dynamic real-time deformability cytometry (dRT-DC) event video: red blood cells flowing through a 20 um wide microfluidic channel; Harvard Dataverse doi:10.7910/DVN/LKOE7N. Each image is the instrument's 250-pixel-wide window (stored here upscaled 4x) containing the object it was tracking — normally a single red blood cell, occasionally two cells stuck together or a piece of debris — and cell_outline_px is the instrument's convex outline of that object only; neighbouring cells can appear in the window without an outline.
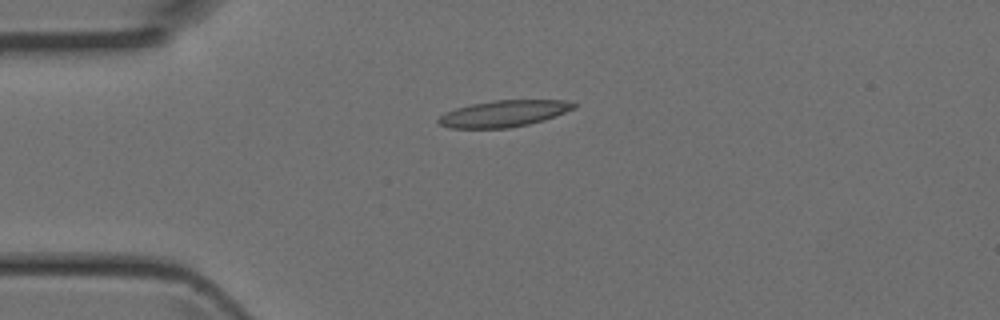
{"species": "Egyptian fruit bat (a non-hibernating species)", "species_latin": "Rousettus aegyptiacus", "temperature_condition": "room temperature", "stored_images_in_passage": 4, "camera_frame_rate_fps": 3000, "um_per_image_px": 0.085, "animal": {"sex": "female"}, "frame": {"image": 1, "passage_image": 3, "time_ms": 0.667, "image_size_px": [1000, 320], "cell_outline_px": [[576, 108], [544, 120], [528, 124], [508, 128], [448, 128], [440, 124], [436, 120], [444, 112], [456, 108], [472, 104], [492, 100], [564, 100], [576, 104]], "centroid_in_image_um": [42.8, 9.65], "position_along_channel_um": 42.2, "area_um2": 20.87}}
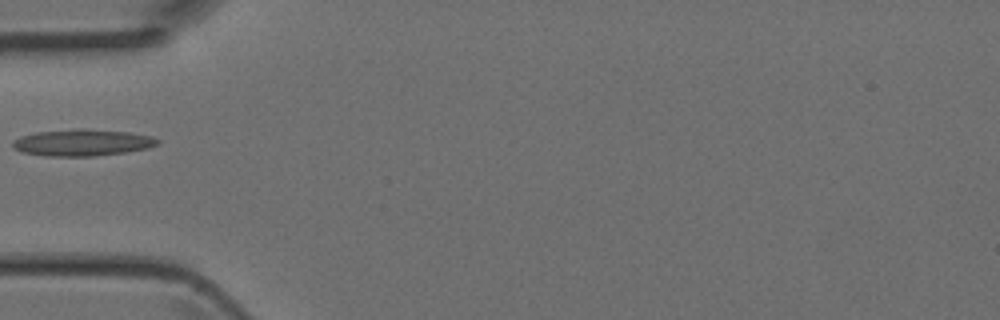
{"frame": {"image": 2, "passage_image": 4, "time_ms": 1.0, "image_size_px": [1000, 320], "cell_outline_px": [[160, 144], [148, 148], [124, 152], [92, 156], [48, 156], [20, 152], [12, 148], [12, 140], [20, 136], [36, 132], [76, 128], [84, 128], [128, 132], [152, 136], [160, 140]], "centroid_in_image_um": [6.97, 12.11], "position_along_channel_um": 78.0, "area_um2": 22.72}}